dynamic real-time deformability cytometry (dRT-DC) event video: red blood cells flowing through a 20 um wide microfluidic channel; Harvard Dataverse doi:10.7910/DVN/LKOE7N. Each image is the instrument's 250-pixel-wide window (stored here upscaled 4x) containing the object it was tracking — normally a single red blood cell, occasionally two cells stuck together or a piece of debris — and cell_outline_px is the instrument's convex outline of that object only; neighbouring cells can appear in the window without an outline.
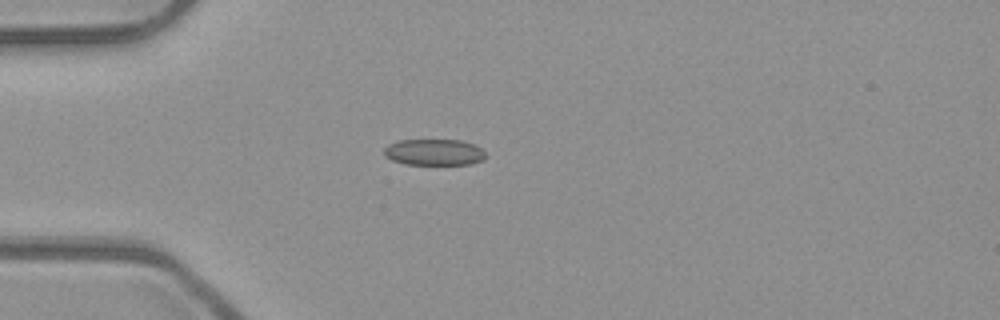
{"species": "common noctule bat (a hibernating species)", "species_latin": "Nyctalus noctula", "temperature_condition": "room temperature", "stored_images_in_passage": 2, "camera_frame_rate_fps": 3000, "um_per_image_px": 0.085, "animal": {"sex": "male", "body_mass_g": 23.1, "forearm_length_mm": 52.7}, "frame": {"image": 1, "passage_image": 1, "time_ms": 0.0, "image_size_px": [1000, 320], "cell_outline_px": [[488, 156], [484, 160], [468, 164], [404, 164], [392, 160], [384, 156], [384, 148], [388, 144], [400, 140], [460, 140], [472, 144], [480, 148]], "centroid_in_image_um": [36.89, 12.94], "position_along_channel_um": 48.1, "area_um2": 15.55}}